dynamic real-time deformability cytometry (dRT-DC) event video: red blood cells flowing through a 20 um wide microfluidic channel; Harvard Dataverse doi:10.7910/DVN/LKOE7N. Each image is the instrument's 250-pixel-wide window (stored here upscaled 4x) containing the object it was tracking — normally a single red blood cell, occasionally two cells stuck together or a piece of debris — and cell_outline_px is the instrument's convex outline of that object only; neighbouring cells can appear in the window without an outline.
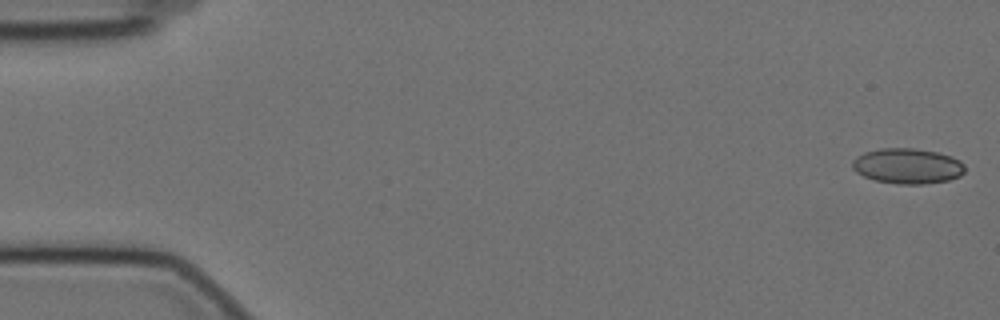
{"species": "Egyptian fruit bat (a non-hibernating species)", "species_latin": "Rousettus aegyptiacus", "temperature_condition": "cold", "stored_images_in_passage": 58, "camera_frame_rate_fps": 3000, "um_per_image_px": 0.085, "animal": {"sex": "female"}, "frame": {"image": 1, "passage_image": 1, "time_ms": 0.0, "image_size_px": [1000, 320], "cell_outline_px": [[964, 172], [960, 176], [948, 180], [924, 184], [896, 184], [876, 180], [864, 176], [856, 172], [852, 168], [852, 160], [856, 156], [864, 152], [880, 148], [912, 148], [936, 152], [952, 156], [960, 160], [964, 164]], "centroid_in_image_um": [77.13, 14.11], "position_along_channel_um": 7.9, "area_um2": 23.29}}
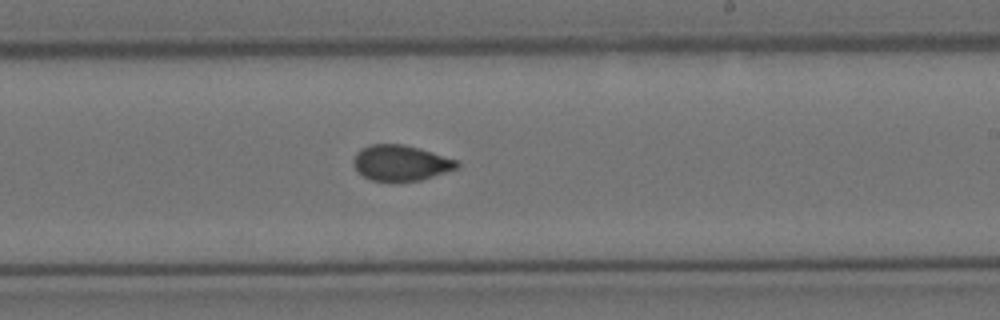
{"frame": {"image": 2, "passage_image": 34, "time_ms": 11.0, "image_size_px": [1000, 320], "cell_outline_px": [[460, 168], [420, 180], [372, 180], [364, 176], [352, 164], [352, 160], [356, 152], [360, 148], [368, 144], [404, 144], [420, 148], [460, 160]], "centroid_in_image_um": [34.1, 13.81], "position_along_channel_um": 254.9, "area_um2": 21.62}}
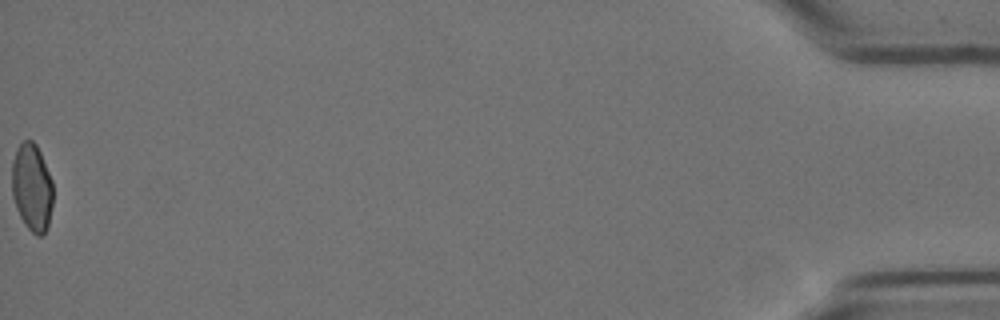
{"frame": {"image": 3, "passage_image": 58, "time_ms": 19.0, "image_size_px": [1000, 320], "cell_outline_px": [[52, 204], [48, 228], [40, 236], [36, 236], [24, 224], [16, 208], [12, 196], [12, 160], [16, 148], [24, 140], [32, 140], [36, 144], [40, 152], [52, 180]], "centroid_in_image_um": [2.7, 15.93], "position_along_channel_um": 432.5, "area_um2": 21.1}, "authors_computed_cell_mechanics": {"area_um2": 21.964, "velocity_mm_per_s": 3.4836, "shape_relaxation_time_tau1_ms": null, "shape_relaxation_time_tau2_ms": 1.7699, "deformation_change_tau1": null, "deformation_change_tau2": 0.047}}